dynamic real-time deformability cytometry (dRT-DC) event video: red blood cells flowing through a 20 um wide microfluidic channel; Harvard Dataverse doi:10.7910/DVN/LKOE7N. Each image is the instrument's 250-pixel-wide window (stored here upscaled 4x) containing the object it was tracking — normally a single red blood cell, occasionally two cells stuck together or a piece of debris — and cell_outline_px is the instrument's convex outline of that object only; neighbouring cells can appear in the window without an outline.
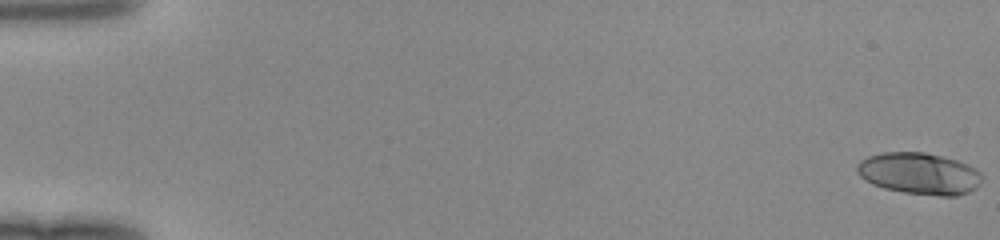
{"species": "human", "species_latin": "Homo sapiens", "temperature_condition": "room temperature", "stored_images_in_passage": 51, "camera_frame_rate_fps": 3000, "um_per_image_px": 0.085, "donor": {"sex": "female"}, "frame": {"image": 1, "passage_image": 1, "time_ms": 0.0, "image_size_px": [1000, 240], "cell_outline_px": [[984, 176], [980, 184], [976, 188], [968, 192], [956, 196], [940, 196], [904, 192], [884, 188], [872, 184], [864, 180], [856, 172], [856, 164], [860, 160], [868, 156], [880, 152], [924, 152], [956, 160], [968, 164], [976, 168]], "centroid_in_image_um": [78.14, 14.75], "position_along_channel_um": 6.9, "area_um2": 30.63}}
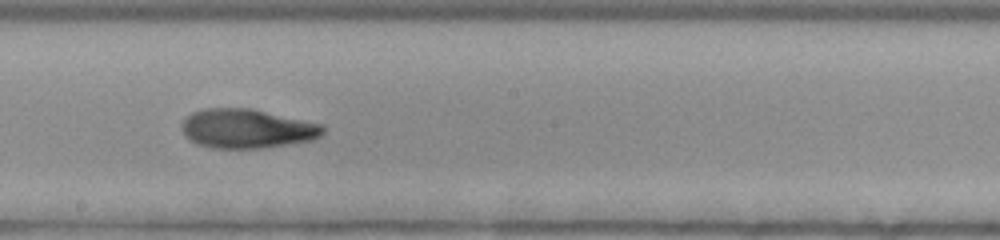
{"frame": {"image": 2, "passage_image": 30, "time_ms": 9.667, "image_size_px": [1000, 240], "cell_outline_px": [[324, 132], [320, 136], [312, 140], [288, 144], [260, 148], [212, 148], [196, 144], [184, 136], [184, 120], [192, 112], [204, 108], [252, 108], [324, 124]], "centroid_in_image_um": [21.02, 10.93], "position_along_channel_um": 227.2, "area_um2": 32.31}}
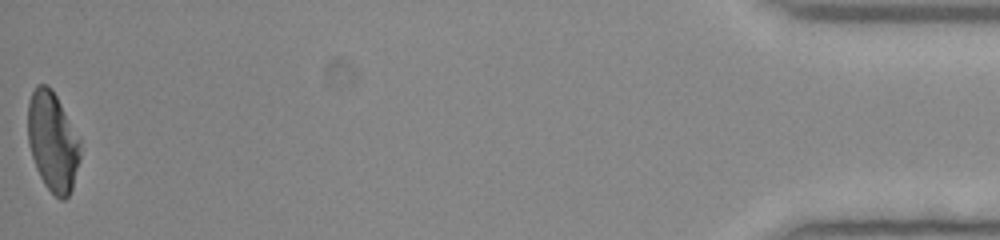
{"frame": {"image": 3, "passage_image": 51, "time_ms": 16.667, "image_size_px": [1000, 240], "cell_outline_px": [[80, 160], [72, 188], [68, 196], [64, 200], [60, 200], [44, 184], [36, 168], [28, 144], [28, 100], [36, 84], [48, 84], [52, 88], [80, 140]], "centroid_in_image_um": [4.47, 12.02], "position_along_channel_um": 430.7, "area_um2": 30.35}}